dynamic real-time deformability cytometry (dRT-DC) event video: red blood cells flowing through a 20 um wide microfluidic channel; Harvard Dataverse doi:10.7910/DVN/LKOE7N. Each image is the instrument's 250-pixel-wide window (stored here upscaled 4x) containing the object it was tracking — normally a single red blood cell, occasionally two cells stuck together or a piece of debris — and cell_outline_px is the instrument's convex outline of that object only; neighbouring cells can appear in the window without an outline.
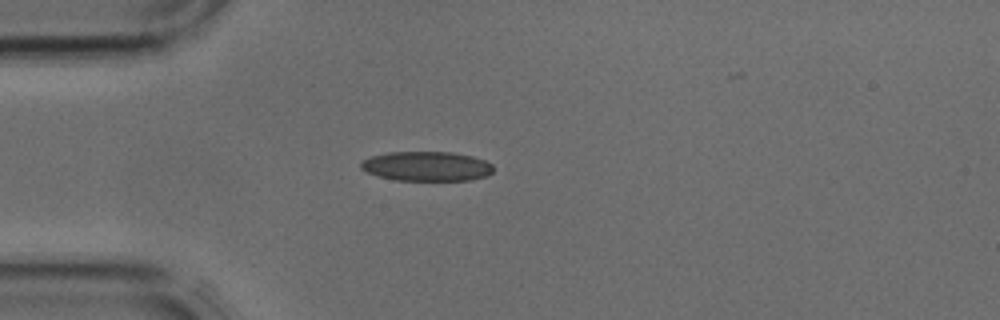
{"species": "common noctule bat (a hibernating species)", "species_latin": "Nyctalus noctula", "temperature_condition": "cold", "stored_images_in_passage": 41, "camera_frame_rate_fps": 3000, "um_per_image_px": 0.085, "animal": {"sex": "male", "body_mass_g": 17.9, "forearm_length_mm": 54.2}, "frame": {"image": 1, "passage_image": 10, "time_ms": 3.0, "image_size_px": [1000, 320], "cell_outline_px": [[492, 172], [488, 176], [468, 180], [396, 180], [376, 176], [360, 168], [360, 164], [364, 160], [372, 156], [388, 152], [452, 152], [472, 156], [484, 160], [492, 164]], "centroid_in_image_um": [36.27, 14.13], "position_along_channel_um": 48.7, "area_um2": 22.77}}
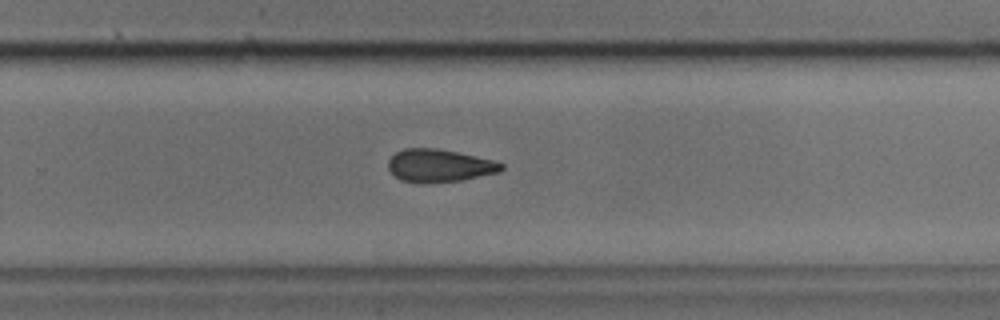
{"frame": {"image": 2, "passage_image": 26, "time_ms": 8.333, "image_size_px": [1000, 320], "cell_outline_px": [[504, 168], [500, 172], [460, 180], [416, 184], [400, 180], [388, 168], [388, 160], [396, 152], [404, 148], [436, 148], [496, 160], [504, 164]], "centroid_in_image_um": [37.35, 14.08], "position_along_channel_um": 292.5, "area_um2": 21.73}}
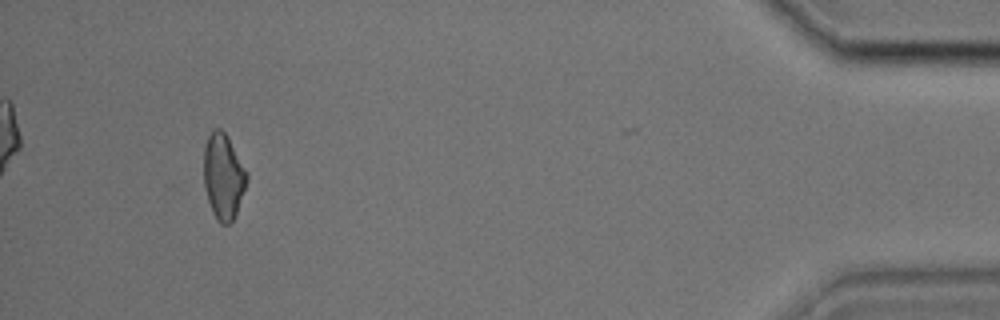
{"frame": {"image": 3, "passage_image": 38, "time_ms": 12.333, "image_size_px": [1000, 320], "cell_outline_px": [[248, 180], [236, 212], [232, 220], [228, 224], [220, 224], [216, 220], [212, 212], [208, 200], [204, 184], [204, 148], [208, 136], [212, 128], [220, 128], [228, 136], [248, 172]], "centroid_in_image_um": [18.99, 14.97], "position_along_channel_um": 416.2, "area_um2": 21.56}}